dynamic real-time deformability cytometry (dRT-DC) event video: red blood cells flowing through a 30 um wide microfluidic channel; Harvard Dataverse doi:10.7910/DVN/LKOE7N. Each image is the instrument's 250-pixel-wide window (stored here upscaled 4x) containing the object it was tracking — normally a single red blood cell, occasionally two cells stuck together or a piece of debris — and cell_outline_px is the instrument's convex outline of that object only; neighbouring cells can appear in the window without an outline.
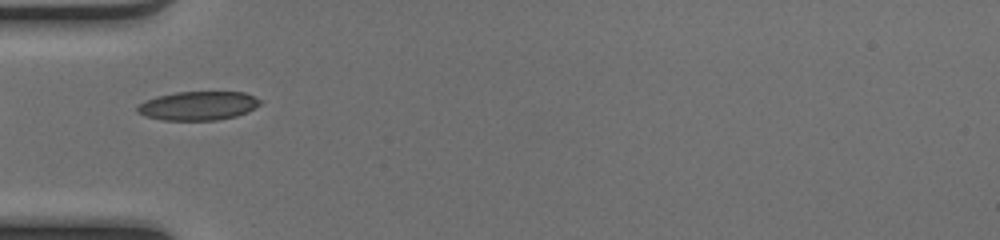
{"species": "common noctule bat (a hibernating species)", "species_latin": "Nyctalus noctula", "temperature_condition": "cold", "stored_images_in_passage": 4, "camera_frame_rate_fps": 3000, "um_per_image_px": 0.085, "animal": {"sex": "female", "body_mass_g": 17.0, "forearm_length_mm": 48.0}, "frame": {"image": 1, "passage_image": 1, "time_ms": 0.0, "image_size_px": [1000, 240], "cell_outline_px": [[260, 104], [248, 112], [236, 116], [216, 120], [164, 120], [144, 116], [136, 112], [136, 104], [144, 100], [156, 96], [176, 92], [244, 92], [260, 100]], "centroid_in_image_um": [16.77, 8.99], "position_along_channel_um": 68.2, "area_um2": 20.75}}